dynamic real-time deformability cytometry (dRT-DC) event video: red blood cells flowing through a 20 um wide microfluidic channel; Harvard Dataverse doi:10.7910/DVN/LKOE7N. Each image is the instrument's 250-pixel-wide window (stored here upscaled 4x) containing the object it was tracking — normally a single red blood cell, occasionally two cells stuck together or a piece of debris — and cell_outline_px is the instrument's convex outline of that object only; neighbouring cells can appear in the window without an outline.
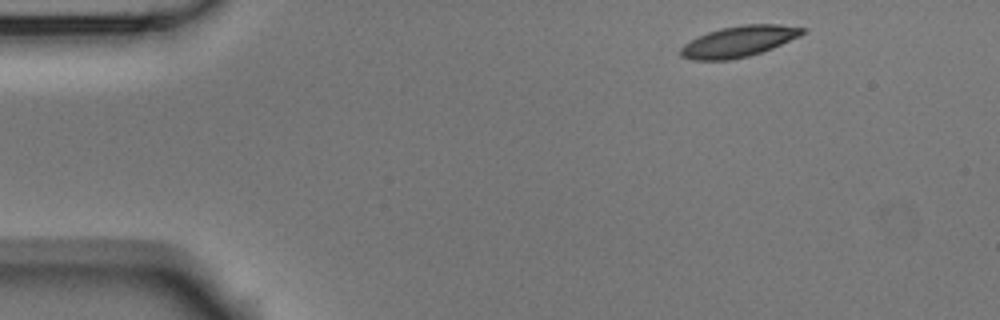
{"species": "Egyptian fruit bat (a non-hibernating species)", "species_latin": "Rousettus aegyptiacus", "temperature_condition": "room temperature", "stored_images_in_passage": 5, "camera_frame_rate_fps": 3000, "um_per_image_px": 0.085, "animal": {"sex": "male"}, "frame": {"image": 1, "passage_image": 1, "time_ms": 0.0, "image_size_px": [1000, 320], "cell_outline_px": [[808, 28], [800, 36], [772, 48], [748, 56], [728, 60], [692, 60], [680, 56], [680, 48], [684, 44], [708, 32], [720, 28], [740, 24], [780, 24]], "centroid_in_image_um": [62.81, 3.51], "position_along_channel_um": 22.2, "area_um2": 21.91}}
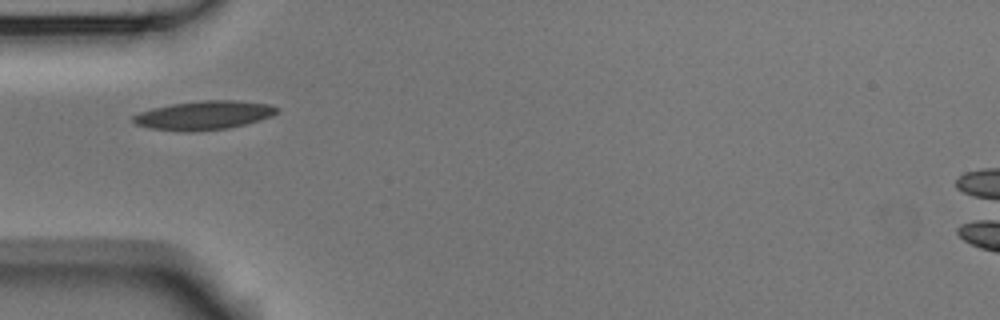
{"frame": {"image": 2, "passage_image": 4, "time_ms": 1.0, "image_size_px": [1000, 320], "cell_outline_px": [[280, 108], [272, 116], [260, 120], [228, 128], [152, 128], [136, 124], [132, 120], [132, 116], [140, 112], [152, 108], [172, 104], [200, 100], [236, 100], [268, 104]], "centroid_in_image_um": [17.39, 9.73], "position_along_channel_um": 67.6, "area_um2": 22.89}}
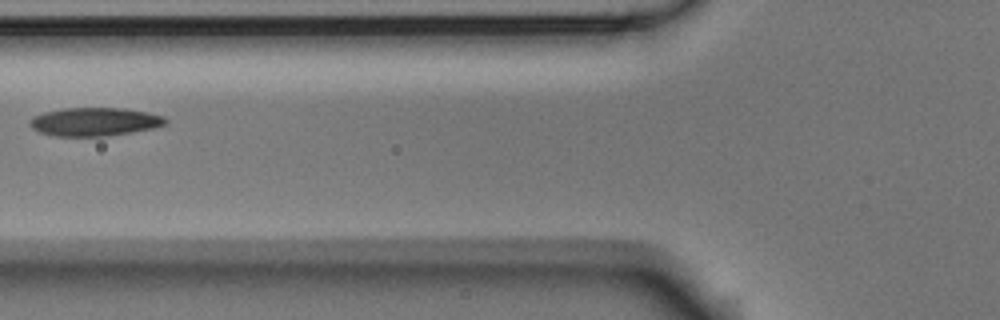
{"frame": {"image": 3, "passage_image": 5, "time_ms": 1.333, "image_size_px": [1000, 320], "cell_outline_px": [[168, 120], [164, 124], [152, 128], [132, 132], [108, 136], [56, 136], [40, 132], [32, 128], [28, 124], [28, 120], [32, 116], [44, 112], [64, 108], [124, 108], [164, 116]], "centroid_in_image_um": [7.99, 10.35], "position_along_channel_um": 117.8, "area_um2": 22.43}}